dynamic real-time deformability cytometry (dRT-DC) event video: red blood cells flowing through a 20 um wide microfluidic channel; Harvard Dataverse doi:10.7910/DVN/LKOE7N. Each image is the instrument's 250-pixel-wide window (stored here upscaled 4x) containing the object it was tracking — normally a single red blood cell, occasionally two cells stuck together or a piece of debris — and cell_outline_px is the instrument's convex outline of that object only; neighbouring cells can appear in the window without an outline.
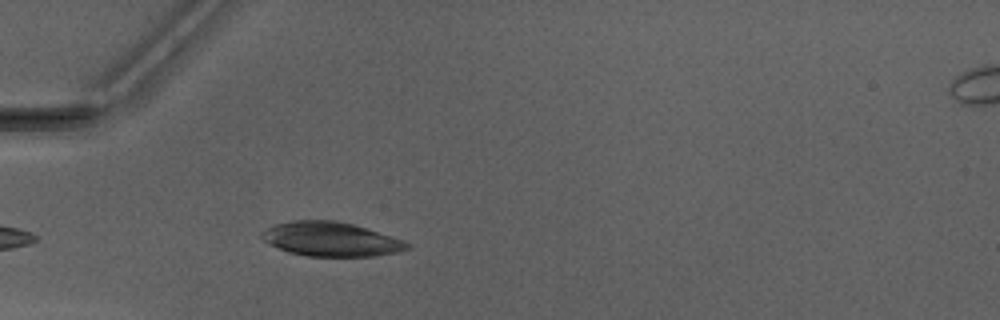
{"species": "Egyptian fruit bat (a non-hibernating species)", "species_latin": "Rousettus aegyptiacus", "temperature_condition": "warm", "stored_images_in_passage": 38, "camera_frame_rate_fps": 3000, "um_per_image_px": 0.085, "animal": {"sex": "male"}, "frame": {"image": 1, "passage_image": 4, "time_ms": 1.0, "image_size_px": [1000, 320], "cell_outline_px": [[412, 248], [396, 252], [376, 256], [308, 256], [288, 252], [264, 240], [260, 236], [260, 232], [276, 224], [292, 220], [336, 220], [352, 224], [412, 244]], "centroid_in_image_um": [28.11, 20.33], "position_along_channel_um": 56.9, "area_um2": 28.55}}
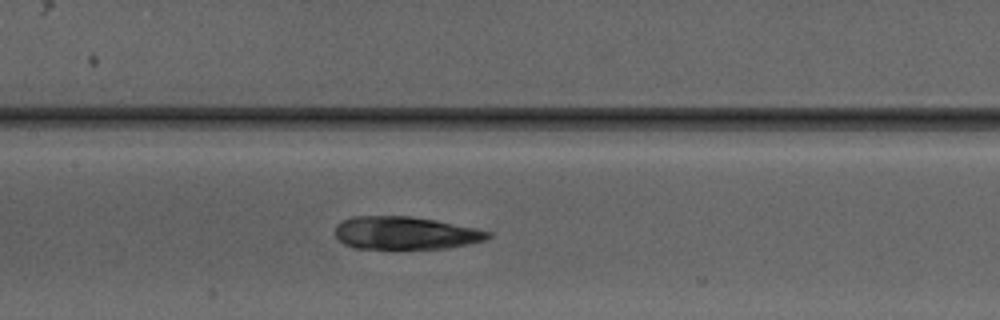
{"frame": {"image": 2, "passage_image": 13, "time_ms": 4.0, "image_size_px": [1000, 320], "cell_outline_px": [[492, 236], [484, 240], [468, 244], [448, 248], [356, 248], [344, 244], [336, 236], [336, 224], [340, 220], [352, 216], [408, 216], [436, 220], [476, 228], [492, 232]], "centroid_in_image_um": [34.45, 19.79], "position_along_channel_um": 172.9, "area_um2": 29.19}}
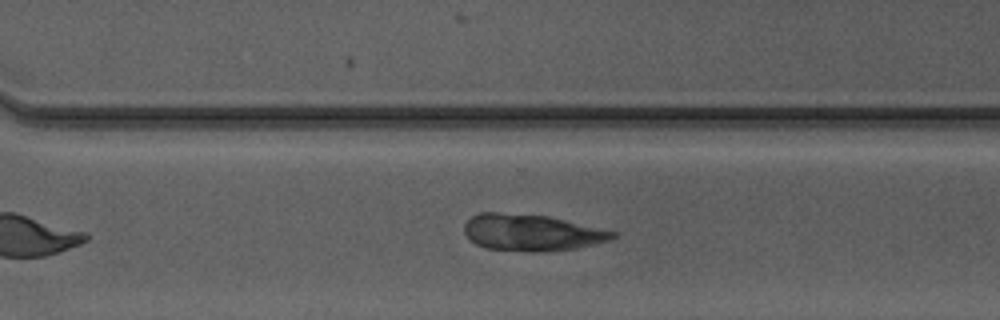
{"frame": {"image": 3, "passage_image": 24, "time_ms": 7.667, "image_size_px": [1000, 320], "cell_outline_px": [[620, 236], [612, 240], [576, 248], [532, 252], [484, 248], [476, 244], [464, 232], [464, 224], [472, 216], [480, 212], [496, 212], [548, 216], [616, 232]], "centroid_in_image_um": [45.19, 19.77], "position_along_channel_um": 325.4, "area_um2": 31.44}}